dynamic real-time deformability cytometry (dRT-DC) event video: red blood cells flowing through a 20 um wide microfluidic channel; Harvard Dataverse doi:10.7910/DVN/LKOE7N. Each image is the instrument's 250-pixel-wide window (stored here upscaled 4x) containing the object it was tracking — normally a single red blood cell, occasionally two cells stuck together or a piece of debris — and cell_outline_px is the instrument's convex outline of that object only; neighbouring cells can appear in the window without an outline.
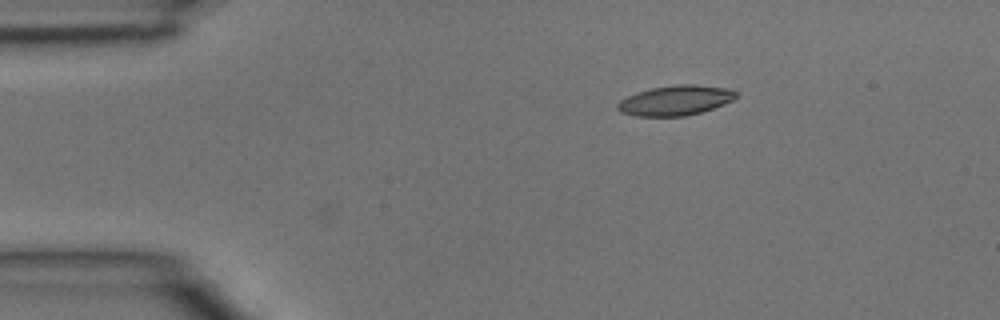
{"species": "common noctule bat (a hibernating species)", "species_latin": "Nyctalus noctula", "temperature_condition": "room temperature", "stored_images_in_passage": 8, "camera_frame_rate_fps": 3000, "um_per_image_px": 0.085, "animal": {"sex": "male", "body_mass_g": 15.6}, "frame": {"image": 1, "passage_image": 8, "time_ms": 2.333, "image_size_px": [1000, 320], "cell_outline_px": [[740, 96], [724, 104], [700, 112], [684, 116], [636, 116], [620, 112], [616, 108], [616, 104], [620, 100], [636, 92], [652, 88], [676, 84], [696, 84], [728, 88], [736, 92]], "centroid_in_image_um": [57.41, 8.52], "position_along_channel_um": 27.6, "area_um2": 20.75}}